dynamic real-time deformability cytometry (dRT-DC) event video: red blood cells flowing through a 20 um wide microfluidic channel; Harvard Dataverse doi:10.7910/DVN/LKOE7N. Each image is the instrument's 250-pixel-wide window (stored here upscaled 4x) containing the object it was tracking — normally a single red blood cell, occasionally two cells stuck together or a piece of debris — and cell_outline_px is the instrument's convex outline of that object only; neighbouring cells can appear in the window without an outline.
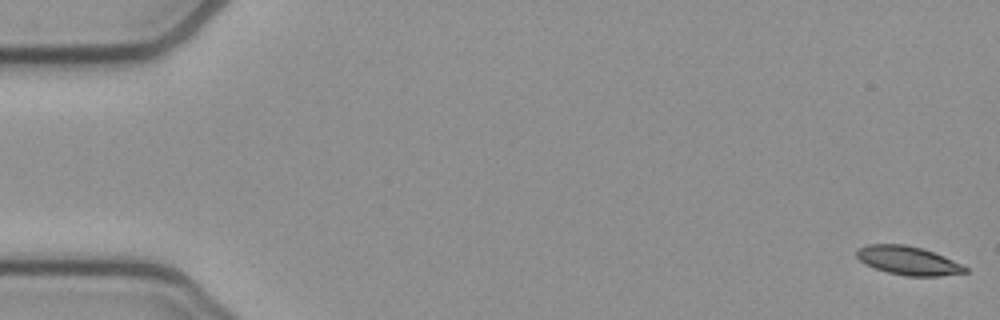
{"species": "common noctule bat (a hibernating species)", "species_latin": "Nyctalus noctula", "temperature_condition": "cold", "stored_images_in_passage": 55, "camera_frame_rate_fps": 3000, "um_per_image_px": 0.085, "animal": {"sex": "female", "body_mass_g": 21.9}, "frame": {"image": 1, "passage_image": 1, "time_ms": 0.0, "image_size_px": [1000, 320], "cell_outline_px": [[968, 272], [940, 276], [904, 276], [888, 272], [876, 268], [860, 260], [856, 256], [856, 248], [868, 244], [904, 244], [920, 248], [944, 256], [968, 268]], "centroid_in_image_um": [77.18, 22.15], "position_along_channel_um": 7.8, "area_um2": 17.92}}
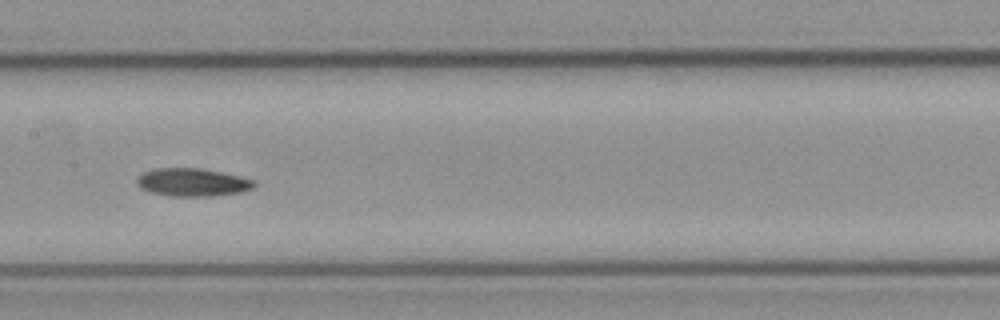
{"frame": {"image": 2, "passage_image": 27, "time_ms": 8.667, "image_size_px": [1000, 320], "cell_outline_px": [[256, 184], [252, 188], [240, 192], [212, 196], [168, 196], [152, 192], [140, 188], [136, 184], [136, 180], [144, 172], [152, 168], [200, 168], [240, 176], [256, 180]], "centroid_in_image_um": [16.35, 15.49], "position_along_channel_um": 191.0, "area_um2": 19.13}}
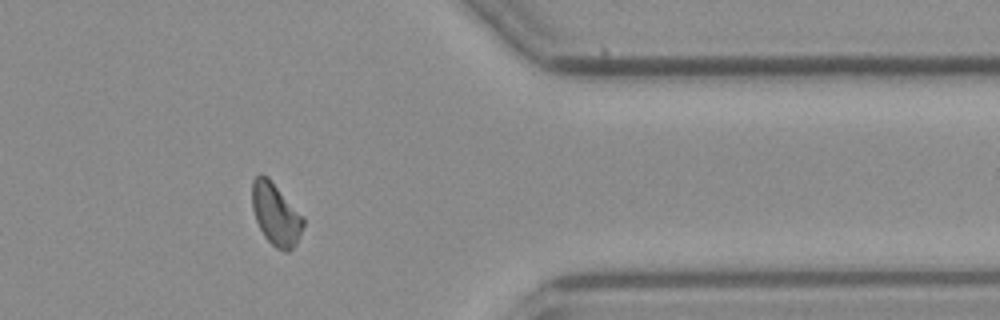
{"frame": {"image": 3, "passage_image": 44, "time_ms": 14.333, "image_size_px": [1000, 320], "cell_outline_px": [[304, 224], [296, 244], [288, 252], [284, 252], [276, 248], [264, 236], [256, 220], [252, 208], [252, 180], [260, 172], [268, 176], [304, 216]], "centroid_in_image_um": [23.44, 18.18], "position_along_channel_um": 388.0, "area_um2": 18.73}, "authors_computed_cell_mechanics": {"area_um2": 18.496, "velocity_mm_per_s": 3.8105, "shape_relaxation_time_tau1_ms": null, "shape_relaxation_time_tau2_ms": 8.3336, "deformation_change_tau1": null, "deformation_change_tau2": 0.1442}}